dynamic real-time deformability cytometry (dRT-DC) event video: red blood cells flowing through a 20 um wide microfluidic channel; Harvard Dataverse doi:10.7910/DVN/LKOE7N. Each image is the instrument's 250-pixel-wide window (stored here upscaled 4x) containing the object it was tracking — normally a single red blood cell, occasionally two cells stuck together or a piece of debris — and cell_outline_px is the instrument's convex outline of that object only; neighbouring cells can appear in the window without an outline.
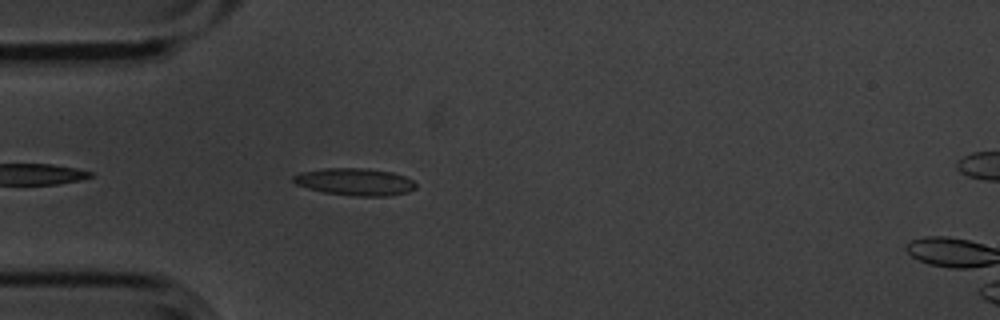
{"species": "common noctule bat (a hibernating species)", "species_latin": "Nyctalus noctula", "temperature_condition": "cold", "stored_images_in_passage": 6, "camera_frame_rate_fps": 3000, "um_per_image_px": 0.085, "animal": {"sex": "male", "body_mass_g": 20.1, "forearm_length_mm": 53.5}, "frame": {"image": 1, "passage_image": 5, "time_ms": 1.333, "image_size_px": [1000, 320], "cell_outline_px": [[416, 188], [408, 192], [388, 196], [352, 196], [324, 192], [308, 188], [296, 184], [292, 180], [292, 176], [300, 172], [324, 168], [368, 168], [392, 172], [404, 176], [412, 180], [416, 184]], "centroid_in_image_um": [30.17, 15.45], "position_along_channel_um": 54.8, "area_um2": 19.54}}